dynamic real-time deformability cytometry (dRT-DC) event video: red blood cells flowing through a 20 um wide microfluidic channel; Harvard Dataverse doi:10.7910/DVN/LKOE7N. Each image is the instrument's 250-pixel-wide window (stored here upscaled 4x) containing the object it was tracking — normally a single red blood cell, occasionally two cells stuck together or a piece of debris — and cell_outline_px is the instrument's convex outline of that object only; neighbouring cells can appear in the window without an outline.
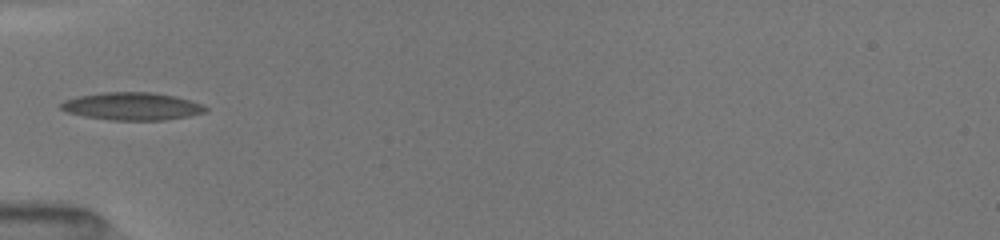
{"species": "common noctule bat (a hibernating species)", "species_latin": "Nyctalus noctula", "temperature_condition": "room temperature", "stored_images_in_passage": 9, "camera_frame_rate_fps": 3000, "um_per_image_px": 0.085, "animal": {"sex": "female", "body_mass_g": 19.5, "forearm_length_mm": 54.1}, "frame": {"image": 1, "passage_image": 3, "time_ms": 2.0, "image_size_px": [1000, 240], "cell_outline_px": [[208, 112], [188, 116], [164, 120], [108, 120], [84, 116], [68, 112], [60, 108], [60, 104], [64, 100], [76, 96], [104, 92], [152, 92], [176, 96], [200, 104], [208, 108]], "centroid_in_image_um": [11.21, 9.03], "position_along_channel_um": 73.8, "area_um2": 23.35}}
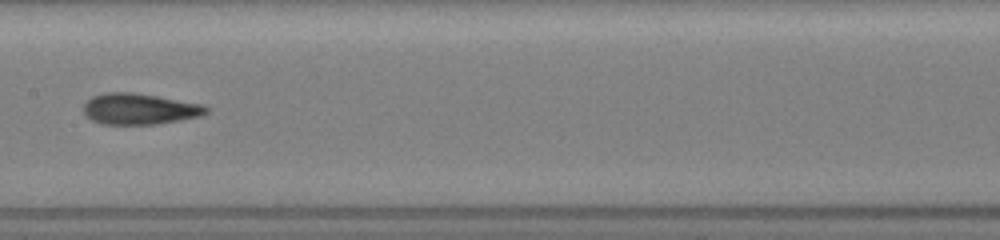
{"frame": {"image": 2, "passage_image": 6, "time_ms": 5.0, "image_size_px": [1000, 240], "cell_outline_px": [[212, 108], [208, 112], [200, 116], [180, 120], [156, 124], [100, 124], [92, 120], [84, 112], [84, 104], [92, 96], [104, 92], [136, 92], [204, 104]], "centroid_in_image_um": [11.9, 9.25], "position_along_channel_um": 195.5, "area_um2": 22.43}}
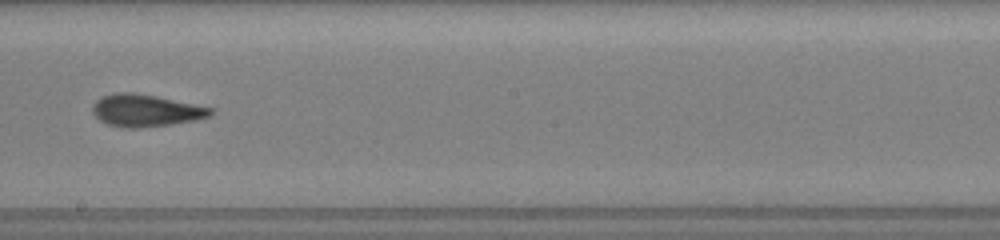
{"frame": {"image": 3, "passage_image": 7, "time_ms": 6.0, "image_size_px": [1000, 240], "cell_outline_px": [[212, 112], [208, 116], [196, 120], [168, 124], [136, 128], [128, 128], [108, 124], [100, 120], [92, 112], [92, 104], [100, 96], [116, 92], [136, 92], [156, 96], [212, 108]], "centroid_in_image_um": [12.32, 9.37], "position_along_channel_um": 235.9, "area_um2": 21.91}}